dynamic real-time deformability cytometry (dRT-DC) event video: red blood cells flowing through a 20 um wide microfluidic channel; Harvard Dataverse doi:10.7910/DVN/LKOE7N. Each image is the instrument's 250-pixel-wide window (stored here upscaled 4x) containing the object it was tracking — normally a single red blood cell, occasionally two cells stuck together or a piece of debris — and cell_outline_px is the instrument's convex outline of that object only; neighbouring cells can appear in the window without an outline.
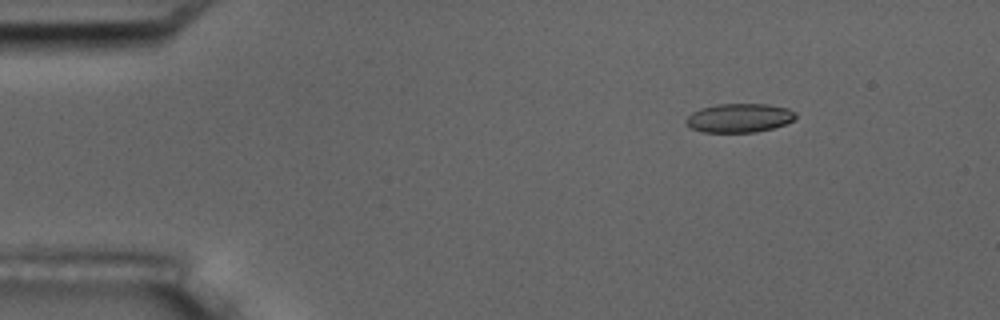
{"species": "common noctule bat (a hibernating species)", "species_latin": "Nyctalus noctula", "temperature_condition": "room temperature", "stored_images_in_passage": 10, "camera_frame_rate_fps": 3000, "um_per_image_px": 0.085, "animal": {"sex": "male", "body_mass_g": 17.5, "forearm_length_mm": 52.3}, "frame": {"image": 1, "passage_image": 2, "time_ms": 1.333, "image_size_px": [1000, 320], "cell_outline_px": [[796, 116], [792, 120], [784, 124], [772, 128], [756, 132], [704, 132], [692, 128], [684, 120], [692, 112], [700, 108], [716, 104], [768, 104], [788, 108], [796, 112]], "centroid_in_image_um": [62.83, 10.01], "position_along_channel_um": 22.2, "area_um2": 18.38}}
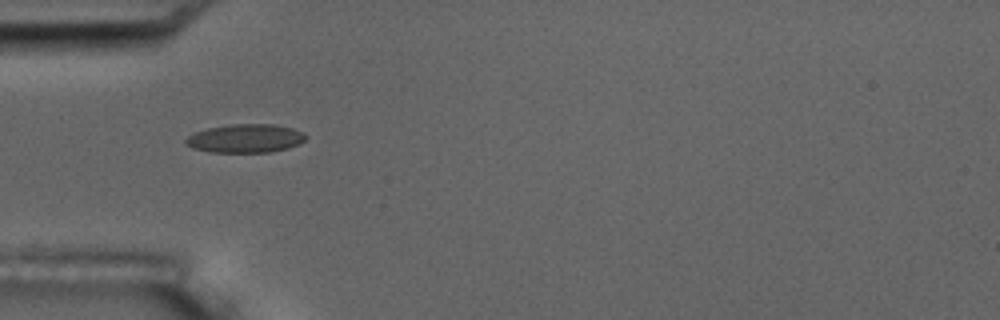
{"frame": {"image": 2, "passage_image": 5, "time_ms": 4.667, "image_size_px": [1000, 320], "cell_outline_px": [[308, 136], [300, 144], [288, 148], [268, 152], [208, 152], [192, 148], [184, 144], [184, 140], [188, 136], [196, 132], [208, 128], [232, 124], [272, 124], [292, 128], [304, 132]], "centroid_in_image_um": [20.86, 11.77], "position_along_channel_um": 64.1, "area_um2": 20.06}}
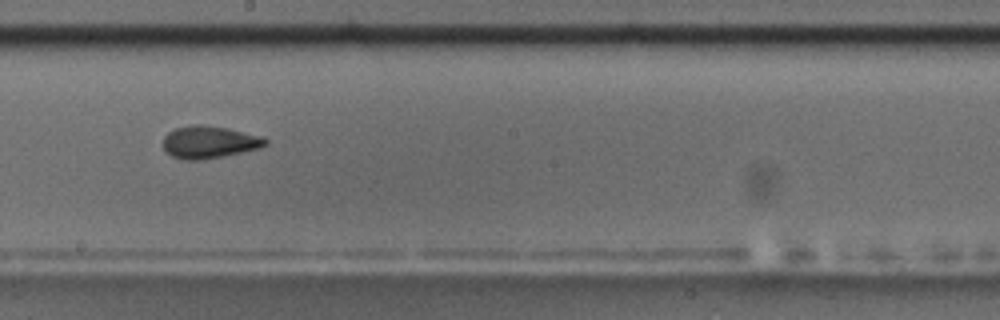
{"frame": {"image": 3, "passage_image": 9, "time_ms": 9.333, "image_size_px": [1000, 320], "cell_outline_px": [[268, 144], [260, 148], [224, 156], [200, 160], [184, 160], [172, 156], [164, 152], [164, 136], [168, 132], [176, 128], [196, 124], [200, 124], [228, 128], [260, 136], [268, 140]], "centroid_in_image_um": [17.78, 12.09], "position_along_channel_um": 230.4, "area_um2": 19.31}}